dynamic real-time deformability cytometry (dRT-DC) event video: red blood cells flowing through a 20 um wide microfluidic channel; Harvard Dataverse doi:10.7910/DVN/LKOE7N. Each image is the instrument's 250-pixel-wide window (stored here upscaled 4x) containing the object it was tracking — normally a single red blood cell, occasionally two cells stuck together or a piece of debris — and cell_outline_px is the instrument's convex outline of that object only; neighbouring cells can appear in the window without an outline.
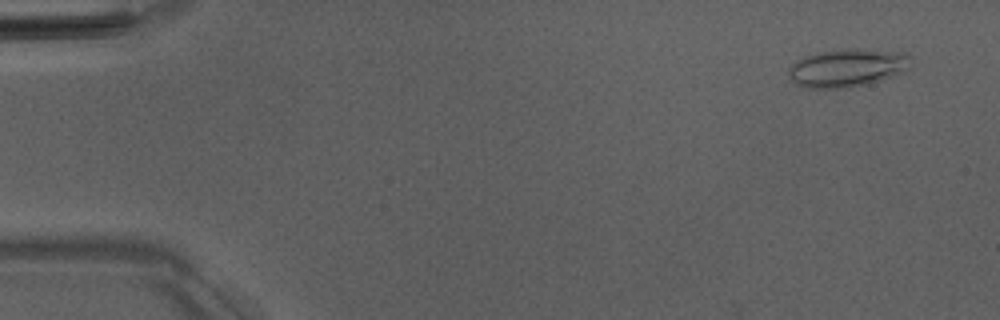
{"species": "Egyptian fruit bat (a non-hibernating species)", "species_latin": "Rousettus aegyptiacus", "temperature_condition": "room temperature", "stored_images_in_passage": 48, "camera_frame_rate_fps": 3000, "um_per_image_px": 0.085, "animal": {"sex": "male"}, "frame": {"image": 1, "passage_image": 4, "time_ms": 1.0, "image_size_px": [1000, 320], "cell_outline_px": [[912, 56], [908, 68], [900, 72], [880, 80], [848, 88], [808, 88], [796, 84], [788, 76], [788, 68], [796, 60], [804, 56], [816, 52], [848, 48], [852, 48], [904, 52]], "centroid_in_image_um": [71.98, 5.75], "position_along_channel_um": 13.0, "area_um2": 27.17}}
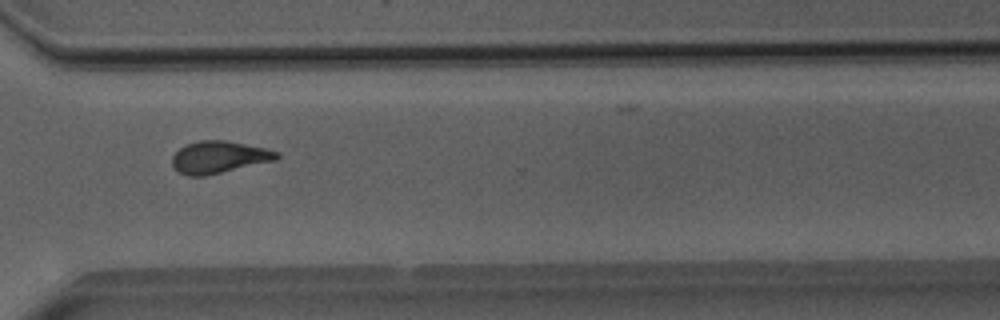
{"frame": {"image": 2, "passage_image": 39, "time_ms": 12.667, "image_size_px": [1000, 320], "cell_outline_px": [[280, 156], [276, 160], [204, 176], [188, 176], [180, 172], [172, 164], [172, 156], [184, 144], [200, 140], [224, 140], [264, 148], [280, 152]], "centroid_in_image_um": [18.61, 13.35], "position_along_channel_um": 352.0, "area_um2": 19.42}}
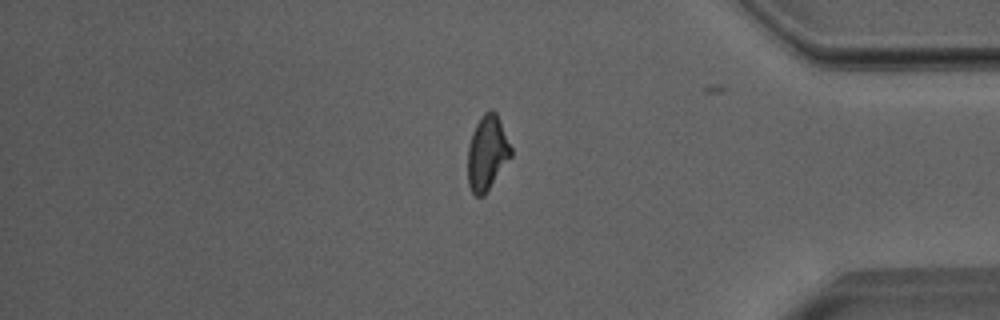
{"frame": {"image": 3, "passage_image": 44, "time_ms": 14.333, "image_size_px": [1000, 320], "cell_outline_px": [[512, 156], [484, 196], [476, 196], [472, 192], [468, 184], [468, 144], [472, 132], [480, 116], [488, 108], [492, 108], [496, 112], [500, 120], [512, 148]], "centroid_in_image_um": [41.41, 12.97], "position_along_channel_um": 393.8, "area_um2": 19.07}}